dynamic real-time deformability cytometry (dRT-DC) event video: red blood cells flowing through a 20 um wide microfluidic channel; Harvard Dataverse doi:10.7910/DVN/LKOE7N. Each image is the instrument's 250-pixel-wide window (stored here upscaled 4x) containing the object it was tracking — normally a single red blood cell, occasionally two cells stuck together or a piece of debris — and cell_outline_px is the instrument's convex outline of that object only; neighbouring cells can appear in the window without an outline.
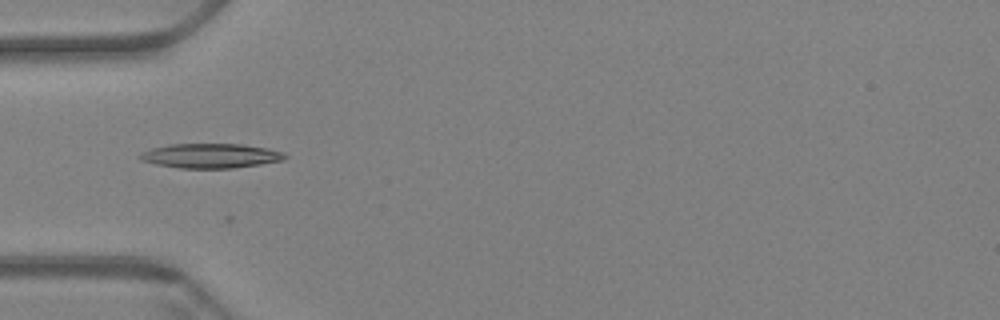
{"species": "Egyptian fruit bat (a non-hibernating species)", "species_latin": "Rousettus aegyptiacus", "temperature_condition": "warm", "stored_images_in_passage": 44, "camera_frame_rate_fps": 3000, "um_per_image_px": 0.085, "animal": {"sex": "female"}, "frame": {"image": 1, "passage_image": 3, "time_ms": 0.667, "image_size_px": [1000, 320], "cell_outline_px": [[288, 156], [284, 160], [260, 164], [232, 168], [180, 168], [156, 164], [140, 160], [136, 156], [152, 148], [168, 144], [244, 144], [268, 148], [284, 152]], "centroid_in_image_um": [17.92, 13.24], "position_along_channel_um": 67.1, "area_um2": 20.81}}
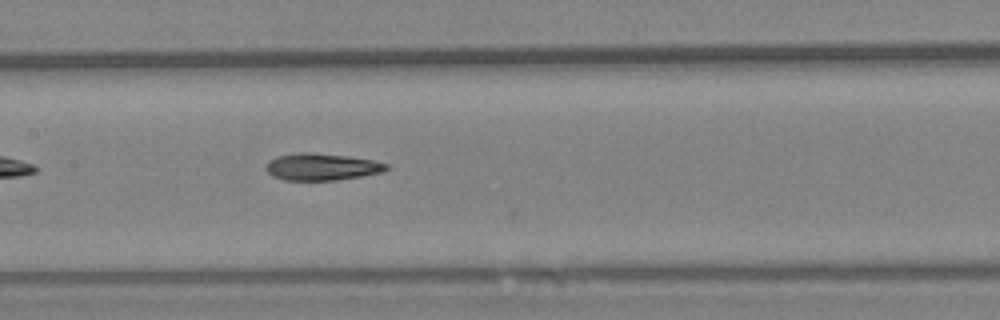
{"frame": {"image": 2, "passage_image": 13, "time_ms": 4.0, "image_size_px": [1000, 320], "cell_outline_px": [[388, 168], [384, 172], [336, 180], [284, 180], [272, 176], [264, 168], [268, 160], [280, 156], [296, 152], [312, 152], [348, 156], [372, 160], [388, 164]], "centroid_in_image_um": [27.32, 14.18], "position_along_channel_um": 180.1, "area_um2": 18.96}}
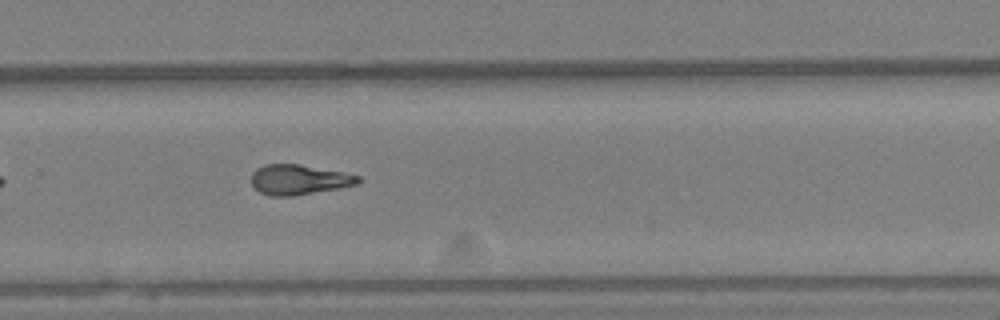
{"frame": {"image": 3, "passage_image": 24, "time_ms": 7.667, "image_size_px": [1000, 320], "cell_outline_px": [[364, 180], [356, 184], [340, 188], [292, 196], [272, 196], [260, 192], [252, 184], [252, 172], [256, 168], [264, 164], [300, 164], [344, 172], [360, 176]], "centroid_in_image_um": [25.43, 15.26], "position_along_channel_um": 304.4, "area_um2": 18.79}, "authors_computed_cell_mechanics": {"area_um2": 18.785, "velocity_mm_per_s": 3.4043, "shape_relaxation_time_tau1_ms": 10.0247, "shape_relaxation_time_tau2_ms": 4.7916, "deformation_change_tau1": 0.2551, "deformation_change_tau2": 0.1406}}